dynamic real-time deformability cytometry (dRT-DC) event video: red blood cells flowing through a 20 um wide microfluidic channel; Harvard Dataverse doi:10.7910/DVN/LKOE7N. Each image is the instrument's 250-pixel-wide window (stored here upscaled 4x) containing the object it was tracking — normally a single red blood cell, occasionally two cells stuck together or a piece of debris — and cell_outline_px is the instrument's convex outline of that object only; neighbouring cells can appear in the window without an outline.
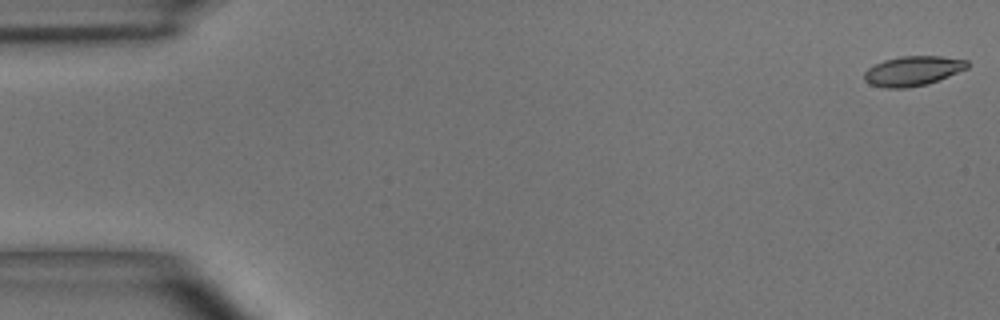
{"species": "common noctule bat (a hibernating species)", "species_latin": "Nyctalus noctula", "temperature_condition": "room temperature", "stored_images_in_passage": 4, "camera_frame_rate_fps": 3000, "um_per_image_px": 0.085, "animal": {"sex": "male", "body_mass_g": 15.6}, "frame": {"image": 1, "passage_image": 1, "time_ms": 0.0, "image_size_px": [1000, 320], "cell_outline_px": [[968, 68], [928, 84], [904, 88], [884, 88], [868, 84], [864, 80], [864, 72], [868, 68], [884, 60], [900, 56], [940, 56], [968, 60]], "centroid_in_image_um": [77.57, 6.03], "position_along_channel_um": 7.4, "area_um2": 17.86}}
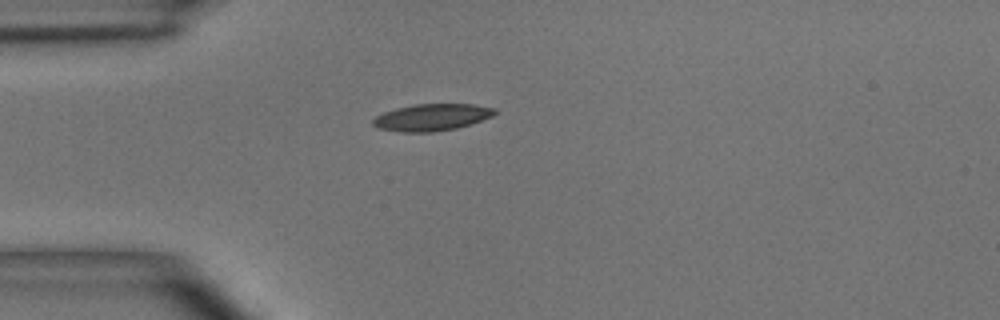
{"frame": {"image": 2, "passage_image": 4, "time_ms": 4.333, "image_size_px": [1000, 320], "cell_outline_px": [[496, 112], [492, 116], [456, 128], [432, 132], [400, 132], [380, 128], [372, 124], [372, 120], [376, 116], [384, 112], [396, 108], [412, 104], [472, 104], [496, 108]], "centroid_in_image_um": [36.67, 9.96], "position_along_channel_um": 48.3, "area_um2": 18.9}}